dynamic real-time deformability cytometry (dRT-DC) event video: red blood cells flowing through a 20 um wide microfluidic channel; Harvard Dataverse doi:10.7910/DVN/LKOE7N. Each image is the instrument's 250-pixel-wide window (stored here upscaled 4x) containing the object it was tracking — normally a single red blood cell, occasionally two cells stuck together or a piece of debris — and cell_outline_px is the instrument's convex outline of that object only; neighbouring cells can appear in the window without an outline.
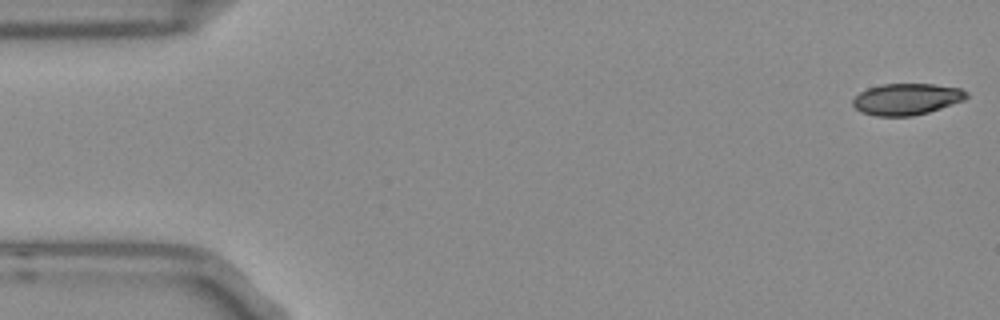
{"species": "Egyptian fruit bat (a non-hibernating species)", "species_latin": "Rousettus aegyptiacus", "temperature_condition": "room temperature", "stored_images_in_passage": 53, "camera_frame_rate_fps": 3000, "um_per_image_px": 0.085, "frame": {"image": 1, "passage_image": 1, "time_ms": 0.0, "image_size_px": [1000, 320], "cell_outline_px": [[968, 96], [964, 100], [928, 112], [912, 116], [876, 116], [860, 112], [852, 104], [852, 100], [860, 92], [868, 88], [880, 84], [932, 84], [960, 88], [968, 92]], "centroid_in_image_um": [77.05, 8.42], "position_along_channel_um": 8.0, "area_um2": 20.81}}
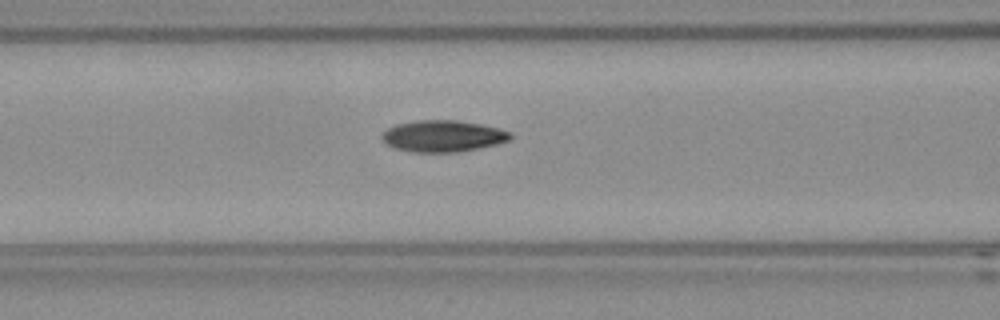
{"frame": {"image": 2, "passage_image": 21, "time_ms": 6.667, "image_size_px": [1000, 320], "cell_outline_px": [[512, 136], [508, 140], [496, 144], [480, 148], [460, 152], [412, 152], [396, 148], [388, 144], [380, 136], [388, 128], [396, 124], [416, 120], [456, 120], [480, 124], [512, 132]], "centroid_in_image_um": [37.65, 11.56], "position_along_channel_um": 128.9, "area_um2": 23.47}}
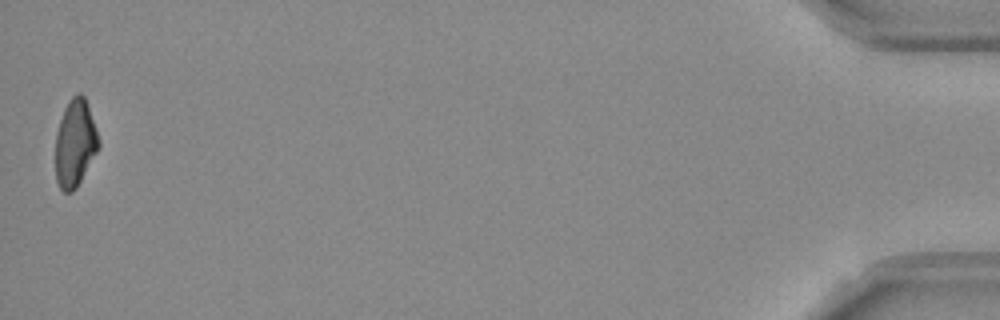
{"frame": {"image": 3, "passage_image": 53, "time_ms": 17.333, "image_size_px": [1000, 320], "cell_outline_px": [[100, 144], [96, 152], [76, 188], [72, 192], [64, 192], [60, 188], [56, 180], [56, 132], [64, 108], [68, 100], [76, 92], [80, 92], [84, 96], [88, 104], [100, 140]], "centroid_in_image_um": [6.38, 12.13], "position_along_channel_um": 428.8, "area_um2": 21.91}, "authors_computed_cell_mechanics": {"area_um2": 22.5998, "velocity_mm_per_s": 3.7489, "shape_relaxation_time_tau1_ms": 5.9213, "shape_relaxation_time_tau2_ms": 3.6259, "deformation_change_tau1": 0.1782, "deformation_change_tau2": 0.0939}}